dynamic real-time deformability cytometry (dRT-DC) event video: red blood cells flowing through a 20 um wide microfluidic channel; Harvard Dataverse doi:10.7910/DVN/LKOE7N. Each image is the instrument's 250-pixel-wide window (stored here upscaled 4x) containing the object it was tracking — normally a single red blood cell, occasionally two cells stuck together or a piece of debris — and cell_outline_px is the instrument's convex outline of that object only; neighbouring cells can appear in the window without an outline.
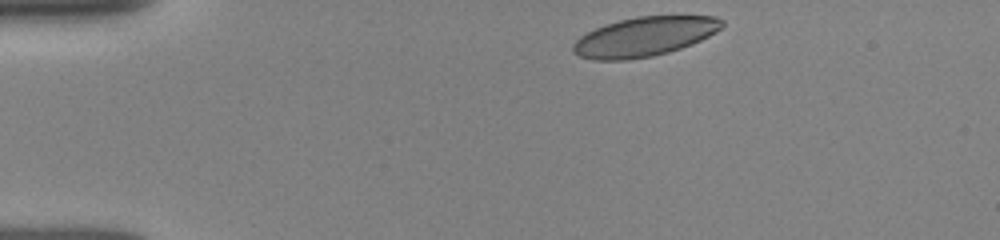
{"species": "human", "species_latin": "Homo sapiens", "temperature_condition": "room temperature", "stored_images_in_passage": 43, "camera_frame_rate_fps": 3000, "um_per_image_px": 0.085, "donor": {"sex": "female"}, "frame": {"image": 1, "passage_image": 1, "time_ms": 0.0, "image_size_px": [1000, 240], "cell_outline_px": [[724, 24], [716, 32], [692, 44], [668, 52], [652, 56], [628, 60], [592, 60], [580, 56], [572, 52], [572, 44], [580, 36], [604, 24], [636, 16], [716, 16], [724, 20]], "centroid_in_image_um": [54.76, 3.12], "position_along_channel_um": 30.2, "area_um2": 34.16}}
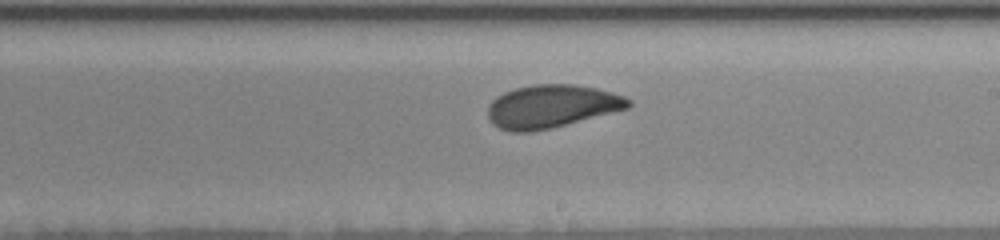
{"frame": {"image": 2, "passage_image": 22, "time_ms": 7.0, "image_size_px": [1000, 240], "cell_outline_px": [[632, 104], [628, 108], [532, 132], [512, 132], [500, 128], [492, 124], [488, 116], [488, 104], [496, 96], [504, 92], [516, 88], [532, 84], [572, 84], [596, 88], [612, 92], [624, 96], [632, 100]], "centroid_in_image_um": [46.85, 9.02], "position_along_channel_um": 242.2, "area_um2": 35.03}}
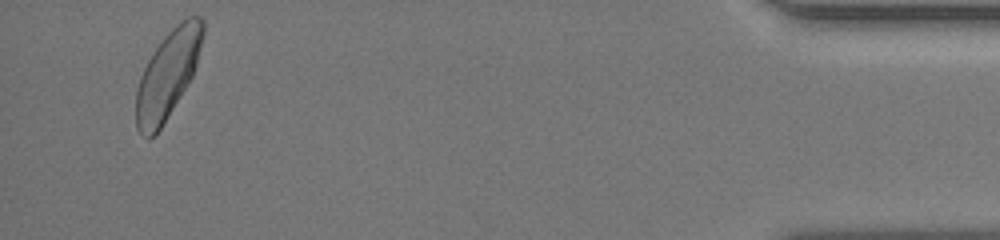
{"frame": {"image": 3, "passage_image": 41, "time_ms": 13.333, "image_size_px": [1000, 240], "cell_outline_px": [[204, 32], [196, 64], [192, 76], [180, 96], [160, 128], [148, 140], [136, 128], [136, 92], [140, 76], [152, 52], [164, 36], [180, 20], [188, 16], [200, 16], [204, 20]], "centroid_in_image_um": [14.25, 6.29], "position_along_channel_um": 420.9, "area_um2": 33.7}, "authors_computed_cell_mechanics": {"area_um2": 35.0268, "velocity_mm_per_s": 3.9233, "shape_relaxation_time_tau1_ms": 4.5143, "shape_relaxation_time_tau2_ms": 1.4987, "deformation_change_tau1": 0.1309, "deformation_change_tau2": 0.0656}}